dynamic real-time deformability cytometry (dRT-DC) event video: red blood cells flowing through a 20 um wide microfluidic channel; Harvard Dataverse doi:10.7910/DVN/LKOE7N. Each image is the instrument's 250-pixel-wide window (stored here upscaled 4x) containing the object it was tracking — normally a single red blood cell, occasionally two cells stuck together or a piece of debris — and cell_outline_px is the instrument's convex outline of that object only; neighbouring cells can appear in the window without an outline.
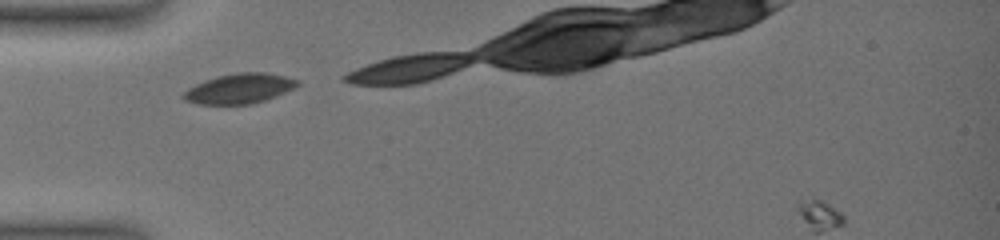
{"species": "common noctule bat (a hibernating species)", "species_latin": "Nyctalus noctula", "temperature_condition": "warm", "stored_images_in_passage": 5, "camera_frame_rate_fps": 3000, "um_per_image_px": 0.085, "animal": {"sex": "female", "body_mass_g": 19.0, "forearm_length_mm": 51.5}, "frame": {"image": 1, "passage_image": 1, "time_ms": 0.0, "image_size_px": [1000, 240], "cell_outline_px": [[300, 84], [296, 88], [276, 96], [252, 104], [196, 104], [184, 100], [180, 96], [188, 88], [204, 80], [216, 76], [236, 72], [268, 72], [300, 80]], "centroid_in_image_um": [20.36, 7.52], "position_along_channel_um": 64.6, "area_um2": 20.17}}